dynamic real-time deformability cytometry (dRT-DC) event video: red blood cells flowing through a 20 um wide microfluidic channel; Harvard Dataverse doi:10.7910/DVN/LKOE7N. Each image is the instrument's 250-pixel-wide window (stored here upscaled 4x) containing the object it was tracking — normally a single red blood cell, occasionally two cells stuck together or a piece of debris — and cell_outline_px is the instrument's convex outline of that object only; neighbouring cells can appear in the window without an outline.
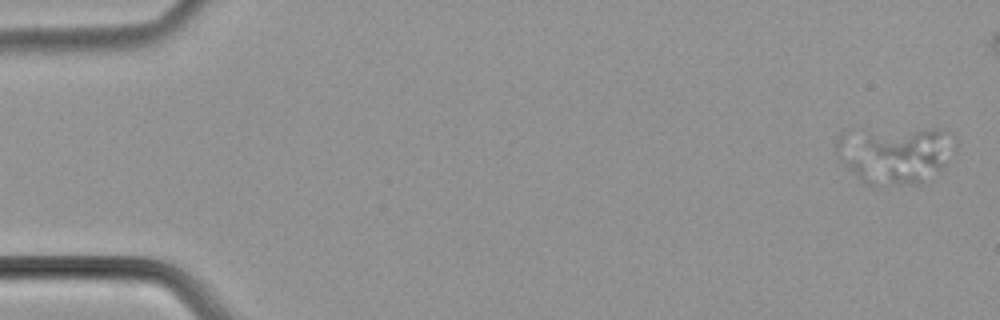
{"species": "common noctule bat (a hibernating species)", "species_latin": "Nyctalus noctula", "temperature_condition": "cold", "stored_images_in_passage": 2, "camera_frame_rate_fps": 3000, "um_per_image_px": 0.085, "animal": {"sex": "male", "body_mass_g": 21.5, "forearm_length_mm": 52.0}, "frame": {"image": 1, "passage_image": 2, "time_ms": 0.333, "image_size_px": [1000, 320], "cell_outline_px": [[956, 144], [944, 172], [916, 184], [864, 184], [840, 160], [868, 136], [936, 128], [948, 132], [956, 140]], "centroid_in_image_um": [76.6, 13.34], "position_along_channel_um": 8.4, "area_um2": 34.74}}